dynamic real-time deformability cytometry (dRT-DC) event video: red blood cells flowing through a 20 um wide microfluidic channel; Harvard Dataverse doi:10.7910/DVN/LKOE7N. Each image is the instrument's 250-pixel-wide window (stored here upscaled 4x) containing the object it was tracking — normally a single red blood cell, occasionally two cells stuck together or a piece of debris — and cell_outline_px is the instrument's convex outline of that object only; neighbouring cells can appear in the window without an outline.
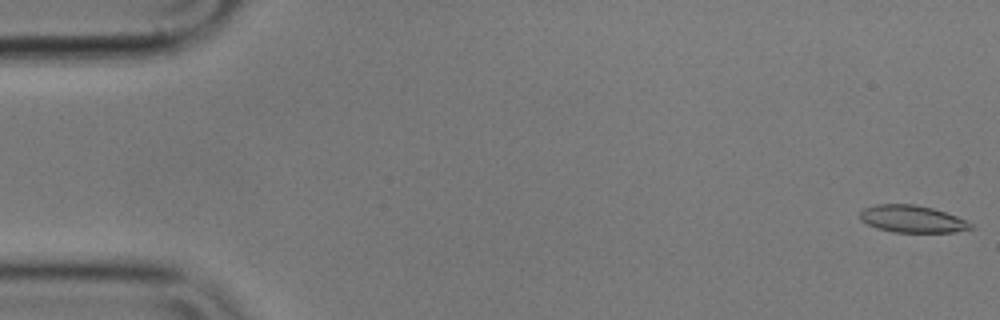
{"species": "common noctule bat (a hibernating species)", "species_latin": "Nyctalus noctula", "temperature_condition": "cold", "stored_images_in_passage": 55, "camera_frame_rate_fps": 3000, "um_per_image_px": 0.085, "animal": {"sex": "male", "body_mass_g": 17.9}, "frame": {"image": 1, "passage_image": 1, "time_ms": 0.0, "image_size_px": [1000, 320], "cell_outline_px": [[976, 228], [956, 232], [892, 232], [876, 228], [860, 220], [860, 212], [864, 208], [876, 204], [912, 204], [932, 208], [956, 216], [972, 224]], "centroid_in_image_um": [77.53, 18.62], "position_along_channel_um": 7.5, "area_um2": 17.51}}
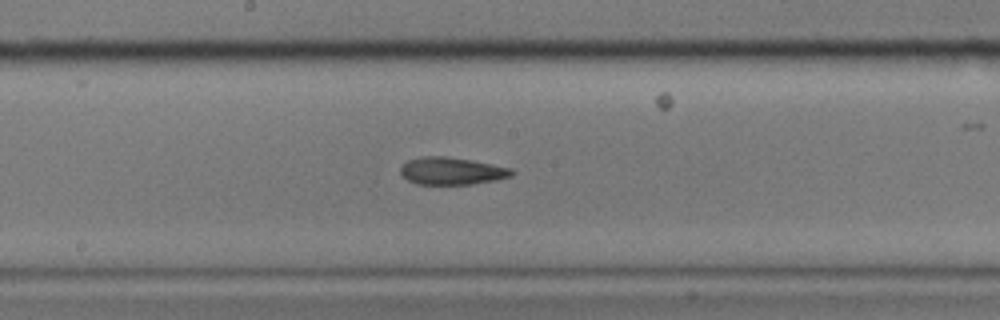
{"frame": {"image": 2, "passage_image": 29, "time_ms": 9.333, "image_size_px": [1000, 320], "cell_outline_px": [[516, 172], [512, 176], [496, 180], [472, 184], [416, 184], [408, 180], [400, 172], [400, 168], [408, 160], [420, 156], [444, 156], [492, 164], [512, 168]], "centroid_in_image_um": [38.41, 14.53], "position_along_channel_um": 209.8, "area_um2": 17.69}}
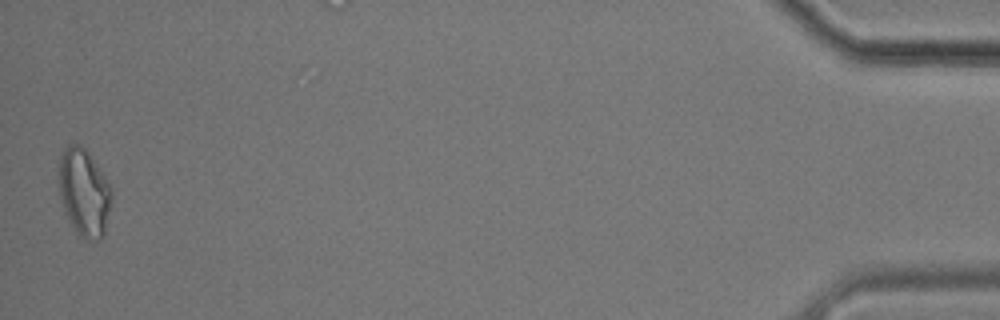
{"frame": {"image": 3, "passage_image": 55, "time_ms": 18.0, "image_size_px": [1000, 320], "cell_outline_px": [[112, 200], [104, 236], [100, 240], [84, 240], [76, 236], [64, 212], [60, 196], [60, 156], [64, 148], [68, 144], [80, 144], [88, 152], [112, 188]], "centroid_in_image_um": [7.16, 16.43], "position_along_channel_um": 428.0, "area_um2": 27.17}, "authors_computed_cell_mechanics": {"area_um2": 18.5538, "velocity_mm_per_s": 3.5744, "shape_relaxation_time_tau1_ms": 5.2916, "shape_relaxation_time_tau2_ms": 4.544, "deformation_change_tau1": 0.1518, "deformation_change_tau2": 0.1167}}